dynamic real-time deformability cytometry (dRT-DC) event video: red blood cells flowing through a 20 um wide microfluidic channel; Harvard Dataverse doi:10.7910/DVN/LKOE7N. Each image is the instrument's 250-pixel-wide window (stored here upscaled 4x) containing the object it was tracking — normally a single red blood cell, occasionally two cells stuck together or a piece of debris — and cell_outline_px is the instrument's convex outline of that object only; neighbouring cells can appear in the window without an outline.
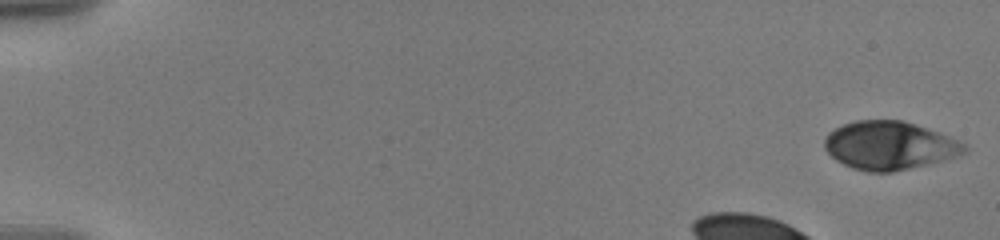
{"species": "human", "species_latin": "Homo sapiens", "temperature_condition": "warm", "stored_images_in_passage": 18, "camera_frame_rate_fps": 3000, "um_per_image_px": 0.085, "donor": {"sex": "male"}, "frame": {"image": 1, "passage_image": 1, "time_ms": 0.0, "image_size_px": [1000, 240], "cell_outline_px": [[968, 152], [960, 156], [928, 164], [892, 172], [868, 172], [852, 168], [836, 160], [824, 148], [824, 140], [828, 132], [844, 124], [856, 120], [900, 120], [936, 132], [956, 140], [964, 144], [968, 148]], "centroid_in_image_um": [75.58, 12.38], "position_along_channel_um": 9.4, "area_um2": 39.07}}
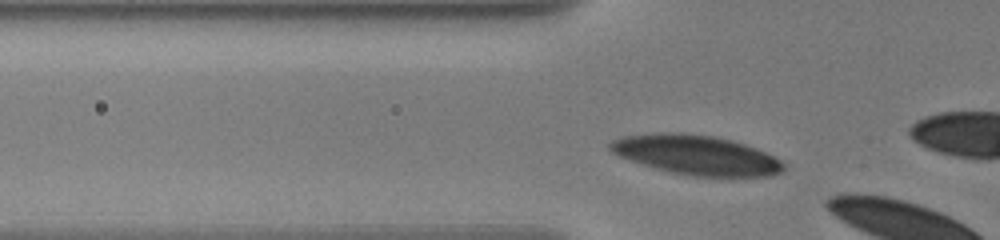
{"frame": {"image": 2, "passage_image": 15, "time_ms": 4.667, "image_size_px": [1000, 240], "cell_outline_px": [[784, 172], [772, 176], [692, 176], [672, 172], [656, 168], [620, 156], [612, 152], [608, 148], [608, 144], [612, 140], [620, 136], [656, 132], [684, 132], [712, 136], [732, 140], [756, 148], [780, 160], [784, 164]], "centroid_in_image_um": [59.17, 13.15], "position_along_channel_um": 66.6, "area_um2": 39.94}}